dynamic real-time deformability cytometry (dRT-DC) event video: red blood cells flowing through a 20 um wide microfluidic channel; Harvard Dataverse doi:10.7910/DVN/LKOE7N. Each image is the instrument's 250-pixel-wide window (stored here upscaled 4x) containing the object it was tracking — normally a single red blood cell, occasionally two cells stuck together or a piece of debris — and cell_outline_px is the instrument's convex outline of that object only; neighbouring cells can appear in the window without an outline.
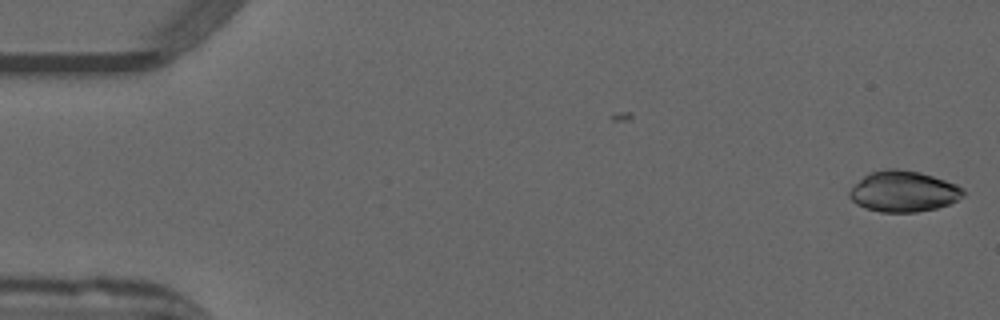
{"species": "common noctule bat (a hibernating species)", "species_latin": "Nyctalus noctula", "temperature_condition": "warm", "stored_images_in_passage": 2, "camera_frame_rate_fps": 3000, "um_per_image_px": 0.085, "animal": {"sex": "male", "forearm_length_mm": 52.5}, "frame": {"image": 1, "passage_image": 2, "time_ms": 0.333, "image_size_px": [1000, 320], "cell_outline_px": [[964, 196], [948, 204], [936, 208], [916, 212], [880, 212], [864, 208], [856, 204], [848, 196], [848, 192], [864, 176], [872, 172], [884, 168], [896, 168], [920, 172], [956, 184], [964, 188]], "centroid_in_image_um": [76.79, 16.27], "position_along_channel_um": 8.2, "area_um2": 27.05}}